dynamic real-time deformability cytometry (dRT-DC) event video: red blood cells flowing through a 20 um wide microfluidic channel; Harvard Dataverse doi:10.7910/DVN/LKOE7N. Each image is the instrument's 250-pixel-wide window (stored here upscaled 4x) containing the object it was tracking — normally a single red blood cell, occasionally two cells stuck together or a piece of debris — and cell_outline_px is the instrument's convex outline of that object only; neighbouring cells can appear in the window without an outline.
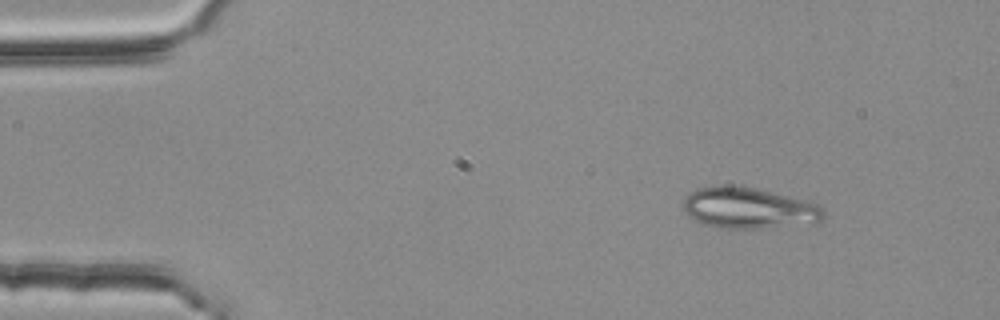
{"species": "common noctule bat (a hibernating species)", "species_latin": "Nyctalus noctula", "temperature_condition": "room temperature", "stored_images_in_passage": 2, "camera_frame_rate_fps": 3000, "um_per_image_px": 0.085, "animal": {"sex": "female", "body_mass_g": 25.1}, "frame": {"image": 1, "passage_image": 1, "time_ms": 0.0, "image_size_px": [1000, 320], "cell_outline_px": [[824, 216], [820, 220], [764, 228], [720, 228], [704, 224], [688, 216], [684, 212], [680, 204], [692, 192], [700, 188], [720, 184], [732, 184], [752, 188], [816, 204], [824, 212]], "centroid_in_image_um": [63.49, 17.68], "position_along_channel_um": 21.5, "area_um2": 32.66}}